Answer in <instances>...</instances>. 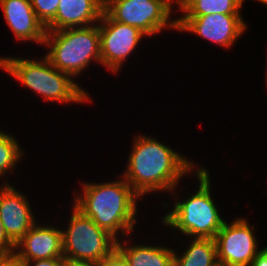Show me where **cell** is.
I'll return each instance as SVG.
<instances>
[{
    "mask_svg": "<svg viewBox=\"0 0 267 266\" xmlns=\"http://www.w3.org/2000/svg\"><path fill=\"white\" fill-rule=\"evenodd\" d=\"M15 252L23 261L64 257L62 230L35 223L16 243Z\"/></svg>",
    "mask_w": 267,
    "mask_h": 266,
    "instance_id": "obj_12",
    "label": "cell"
},
{
    "mask_svg": "<svg viewBox=\"0 0 267 266\" xmlns=\"http://www.w3.org/2000/svg\"><path fill=\"white\" fill-rule=\"evenodd\" d=\"M119 0H97L99 6L103 11H106L113 3Z\"/></svg>",
    "mask_w": 267,
    "mask_h": 266,
    "instance_id": "obj_26",
    "label": "cell"
},
{
    "mask_svg": "<svg viewBox=\"0 0 267 266\" xmlns=\"http://www.w3.org/2000/svg\"><path fill=\"white\" fill-rule=\"evenodd\" d=\"M195 173L199 189L183 201L177 199L173 209L162 218V223L177 229L185 237L215 239L225 220L211 196L209 171L200 167Z\"/></svg>",
    "mask_w": 267,
    "mask_h": 266,
    "instance_id": "obj_4",
    "label": "cell"
},
{
    "mask_svg": "<svg viewBox=\"0 0 267 266\" xmlns=\"http://www.w3.org/2000/svg\"><path fill=\"white\" fill-rule=\"evenodd\" d=\"M82 184L83 191L81 194L75 193L73 205L117 240L119 234L127 238L135 229L138 213L136 201L140 196L124 178Z\"/></svg>",
    "mask_w": 267,
    "mask_h": 266,
    "instance_id": "obj_2",
    "label": "cell"
},
{
    "mask_svg": "<svg viewBox=\"0 0 267 266\" xmlns=\"http://www.w3.org/2000/svg\"><path fill=\"white\" fill-rule=\"evenodd\" d=\"M181 17H198L209 14L242 15L241 0H177Z\"/></svg>",
    "mask_w": 267,
    "mask_h": 266,
    "instance_id": "obj_17",
    "label": "cell"
},
{
    "mask_svg": "<svg viewBox=\"0 0 267 266\" xmlns=\"http://www.w3.org/2000/svg\"><path fill=\"white\" fill-rule=\"evenodd\" d=\"M128 158L121 177L141 198L144 194L165 190L174 194L180 179L193 173L196 166L176 150L145 135L135 137Z\"/></svg>",
    "mask_w": 267,
    "mask_h": 266,
    "instance_id": "obj_1",
    "label": "cell"
},
{
    "mask_svg": "<svg viewBox=\"0 0 267 266\" xmlns=\"http://www.w3.org/2000/svg\"><path fill=\"white\" fill-rule=\"evenodd\" d=\"M69 222L62 230L65 258L96 264L116 249L117 239L74 205Z\"/></svg>",
    "mask_w": 267,
    "mask_h": 266,
    "instance_id": "obj_6",
    "label": "cell"
},
{
    "mask_svg": "<svg viewBox=\"0 0 267 266\" xmlns=\"http://www.w3.org/2000/svg\"><path fill=\"white\" fill-rule=\"evenodd\" d=\"M17 140L15 136L0 130V178L8 172L13 173L12 170H15V166L23 158V151Z\"/></svg>",
    "mask_w": 267,
    "mask_h": 266,
    "instance_id": "obj_18",
    "label": "cell"
},
{
    "mask_svg": "<svg viewBox=\"0 0 267 266\" xmlns=\"http://www.w3.org/2000/svg\"><path fill=\"white\" fill-rule=\"evenodd\" d=\"M44 44L50 49L44 56L57 70L73 78L87 70L92 60L101 64L98 24L46 31Z\"/></svg>",
    "mask_w": 267,
    "mask_h": 266,
    "instance_id": "obj_5",
    "label": "cell"
},
{
    "mask_svg": "<svg viewBox=\"0 0 267 266\" xmlns=\"http://www.w3.org/2000/svg\"><path fill=\"white\" fill-rule=\"evenodd\" d=\"M172 3L177 4V0H119L105 12L113 20L136 27L147 36H153L167 27L177 30V19L169 18L173 11Z\"/></svg>",
    "mask_w": 267,
    "mask_h": 266,
    "instance_id": "obj_7",
    "label": "cell"
},
{
    "mask_svg": "<svg viewBox=\"0 0 267 266\" xmlns=\"http://www.w3.org/2000/svg\"><path fill=\"white\" fill-rule=\"evenodd\" d=\"M250 266H267V247H263Z\"/></svg>",
    "mask_w": 267,
    "mask_h": 266,
    "instance_id": "obj_24",
    "label": "cell"
},
{
    "mask_svg": "<svg viewBox=\"0 0 267 266\" xmlns=\"http://www.w3.org/2000/svg\"><path fill=\"white\" fill-rule=\"evenodd\" d=\"M266 69H267V67H266ZM265 78H266V83H267V71H266V77ZM266 87H267V84H266Z\"/></svg>",
    "mask_w": 267,
    "mask_h": 266,
    "instance_id": "obj_28",
    "label": "cell"
},
{
    "mask_svg": "<svg viewBox=\"0 0 267 266\" xmlns=\"http://www.w3.org/2000/svg\"><path fill=\"white\" fill-rule=\"evenodd\" d=\"M103 10L97 0H60L55 18L46 31L87 27L100 21Z\"/></svg>",
    "mask_w": 267,
    "mask_h": 266,
    "instance_id": "obj_14",
    "label": "cell"
},
{
    "mask_svg": "<svg viewBox=\"0 0 267 266\" xmlns=\"http://www.w3.org/2000/svg\"><path fill=\"white\" fill-rule=\"evenodd\" d=\"M118 239L116 249L124 256L129 266H174L172 248L158 245H130ZM128 245V246H127Z\"/></svg>",
    "mask_w": 267,
    "mask_h": 266,
    "instance_id": "obj_15",
    "label": "cell"
},
{
    "mask_svg": "<svg viewBox=\"0 0 267 266\" xmlns=\"http://www.w3.org/2000/svg\"><path fill=\"white\" fill-rule=\"evenodd\" d=\"M0 266H24V261L14 252L0 255Z\"/></svg>",
    "mask_w": 267,
    "mask_h": 266,
    "instance_id": "obj_22",
    "label": "cell"
},
{
    "mask_svg": "<svg viewBox=\"0 0 267 266\" xmlns=\"http://www.w3.org/2000/svg\"><path fill=\"white\" fill-rule=\"evenodd\" d=\"M183 253L174 252V266H219L215 239L192 238Z\"/></svg>",
    "mask_w": 267,
    "mask_h": 266,
    "instance_id": "obj_16",
    "label": "cell"
},
{
    "mask_svg": "<svg viewBox=\"0 0 267 266\" xmlns=\"http://www.w3.org/2000/svg\"><path fill=\"white\" fill-rule=\"evenodd\" d=\"M14 251L15 244L9 239L0 220V255L9 254Z\"/></svg>",
    "mask_w": 267,
    "mask_h": 266,
    "instance_id": "obj_21",
    "label": "cell"
},
{
    "mask_svg": "<svg viewBox=\"0 0 267 266\" xmlns=\"http://www.w3.org/2000/svg\"><path fill=\"white\" fill-rule=\"evenodd\" d=\"M95 266H129L124 256L115 249L110 255L104 257Z\"/></svg>",
    "mask_w": 267,
    "mask_h": 266,
    "instance_id": "obj_20",
    "label": "cell"
},
{
    "mask_svg": "<svg viewBox=\"0 0 267 266\" xmlns=\"http://www.w3.org/2000/svg\"><path fill=\"white\" fill-rule=\"evenodd\" d=\"M100 45H101V65L113 73L119 72L127 57L137 48L143 36L147 35L140 29L113 20L103 11L98 22Z\"/></svg>",
    "mask_w": 267,
    "mask_h": 266,
    "instance_id": "obj_9",
    "label": "cell"
},
{
    "mask_svg": "<svg viewBox=\"0 0 267 266\" xmlns=\"http://www.w3.org/2000/svg\"><path fill=\"white\" fill-rule=\"evenodd\" d=\"M60 266H95V264L89 263V262L78 261V260H71V259L63 257V260Z\"/></svg>",
    "mask_w": 267,
    "mask_h": 266,
    "instance_id": "obj_25",
    "label": "cell"
},
{
    "mask_svg": "<svg viewBox=\"0 0 267 266\" xmlns=\"http://www.w3.org/2000/svg\"><path fill=\"white\" fill-rule=\"evenodd\" d=\"M247 221L236 217L230 224L224 222L217 233L215 242L219 266H250L261 251L254 235L255 226Z\"/></svg>",
    "mask_w": 267,
    "mask_h": 266,
    "instance_id": "obj_8",
    "label": "cell"
},
{
    "mask_svg": "<svg viewBox=\"0 0 267 266\" xmlns=\"http://www.w3.org/2000/svg\"><path fill=\"white\" fill-rule=\"evenodd\" d=\"M60 0H31L37 19L46 27L56 15Z\"/></svg>",
    "mask_w": 267,
    "mask_h": 266,
    "instance_id": "obj_19",
    "label": "cell"
},
{
    "mask_svg": "<svg viewBox=\"0 0 267 266\" xmlns=\"http://www.w3.org/2000/svg\"><path fill=\"white\" fill-rule=\"evenodd\" d=\"M63 257L24 261V266H60Z\"/></svg>",
    "mask_w": 267,
    "mask_h": 266,
    "instance_id": "obj_23",
    "label": "cell"
},
{
    "mask_svg": "<svg viewBox=\"0 0 267 266\" xmlns=\"http://www.w3.org/2000/svg\"><path fill=\"white\" fill-rule=\"evenodd\" d=\"M10 30L19 41L44 43L46 28L37 19L31 0H0Z\"/></svg>",
    "mask_w": 267,
    "mask_h": 266,
    "instance_id": "obj_13",
    "label": "cell"
},
{
    "mask_svg": "<svg viewBox=\"0 0 267 266\" xmlns=\"http://www.w3.org/2000/svg\"><path fill=\"white\" fill-rule=\"evenodd\" d=\"M4 179L0 187V220L9 239L16 243L35 224L28 198Z\"/></svg>",
    "mask_w": 267,
    "mask_h": 266,
    "instance_id": "obj_11",
    "label": "cell"
},
{
    "mask_svg": "<svg viewBox=\"0 0 267 266\" xmlns=\"http://www.w3.org/2000/svg\"><path fill=\"white\" fill-rule=\"evenodd\" d=\"M243 1L244 0H241V3H242V5H243ZM260 3H263V4H265V5H267V0H258Z\"/></svg>",
    "mask_w": 267,
    "mask_h": 266,
    "instance_id": "obj_27",
    "label": "cell"
},
{
    "mask_svg": "<svg viewBox=\"0 0 267 266\" xmlns=\"http://www.w3.org/2000/svg\"><path fill=\"white\" fill-rule=\"evenodd\" d=\"M177 30L197 34L212 43L230 48L247 30L242 15L209 14L198 17H177Z\"/></svg>",
    "mask_w": 267,
    "mask_h": 266,
    "instance_id": "obj_10",
    "label": "cell"
},
{
    "mask_svg": "<svg viewBox=\"0 0 267 266\" xmlns=\"http://www.w3.org/2000/svg\"><path fill=\"white\" fill-rule=\"evenodd\" d=\"M0 69L48 102L78 104L91 100L89 93L78 82L75 83L70 74L57 70L45 56L40 61L26 57H0Z\"/></svg>",
    "mask_w": 267,
    "mask_h": 266,
    "instance_id": "obj_3",
    "label": "cell"
}]
</instances>
